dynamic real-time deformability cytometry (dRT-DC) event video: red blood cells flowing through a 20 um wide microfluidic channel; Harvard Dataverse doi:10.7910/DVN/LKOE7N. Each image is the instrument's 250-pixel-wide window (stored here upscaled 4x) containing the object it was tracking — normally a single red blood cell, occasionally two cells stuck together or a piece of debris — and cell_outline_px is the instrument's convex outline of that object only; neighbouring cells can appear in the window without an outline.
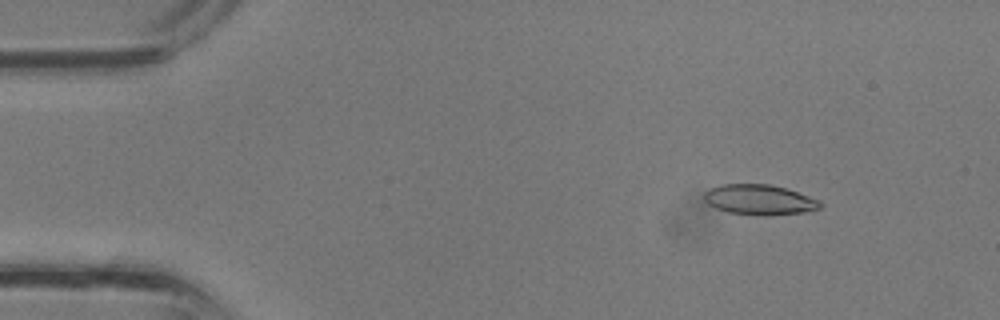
{"species": "common noctule bat (a hibernating species)", "species_latin": "Nyctalus noctula", "temperature_condition": "room temperature", "stored_images_in_passage": 36, "camera_frame_rate_fps": 3000, "um_per_image_px": 0.085, "animal": {"sex": "male", "body_mass_g": 13.3}, "frame": {"image": 1, "passage_image": 5, "time_ms": 1.333, "image_size_px": [1000, 320], "cell_outline_px": [[824, 204], [820, 208], [808, 212], [768, 216], [764, 216], [728, 212], [716, 208], [708, 204], [704, 200], [704, 192], [708, 188], [720, 184], [768, 184], [784, 188], [820, 200]], "centroid_in_image_um": [64.55, 16.98], "position_along_channel_um": 20.5, "area_um2": 20.63}}
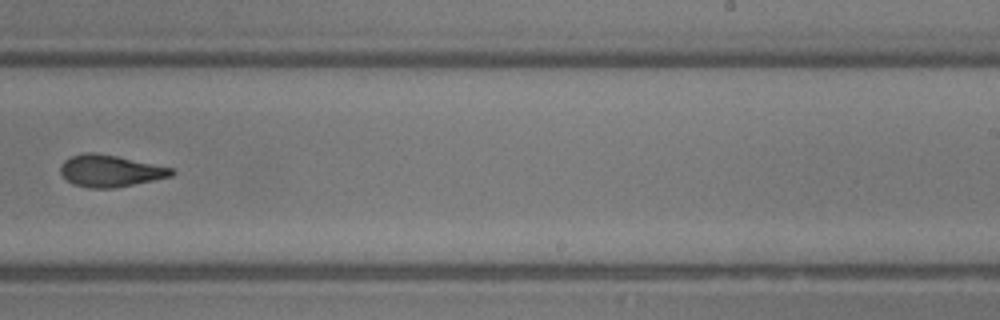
{"frame": {"image": 2, "passage_image": 23, "time_ms": 7.333, "image_size_px": [1000, 320], "cell_outline_px": [[176, 172], [172, 176], [112, 188], [88, 188], [72, 184], [60, 172], [60, 164], [64, 160], [72, 156], [84, 152], [92, 152], [116, 156], [172, 168]], "centroid_in_image_um": [9.33, 14.52], "position_along_channel_um": 279.7, "area_um2": 20.35}}
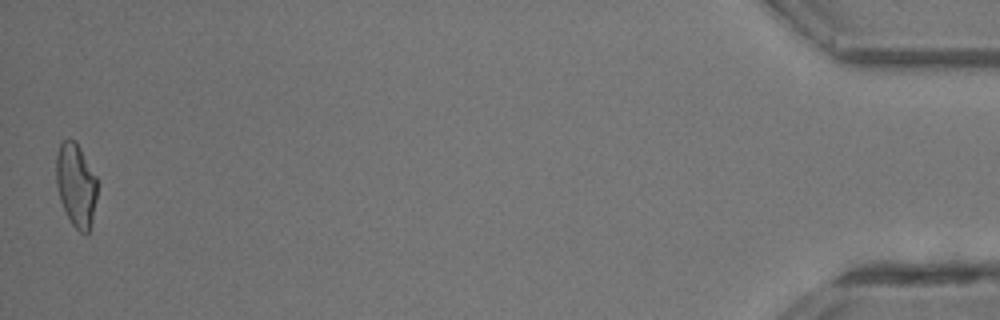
{"frame": {"image": 3, "passage_image": 36, "time_ms": 11.667, "image_size_px": [1000, 320], "cell_outline_px": [[96, 200], [92, 220], [88, 232], [80, 232], [72, 224], [60, 200], [56, 184], [56, 152], [60, 144], [68, 136], [76, 140], [96, 176]], "centroid_in_image_um": [6.44, 15.65], "position_along_channel_um": 428.8, "area_um2": 19.94}}